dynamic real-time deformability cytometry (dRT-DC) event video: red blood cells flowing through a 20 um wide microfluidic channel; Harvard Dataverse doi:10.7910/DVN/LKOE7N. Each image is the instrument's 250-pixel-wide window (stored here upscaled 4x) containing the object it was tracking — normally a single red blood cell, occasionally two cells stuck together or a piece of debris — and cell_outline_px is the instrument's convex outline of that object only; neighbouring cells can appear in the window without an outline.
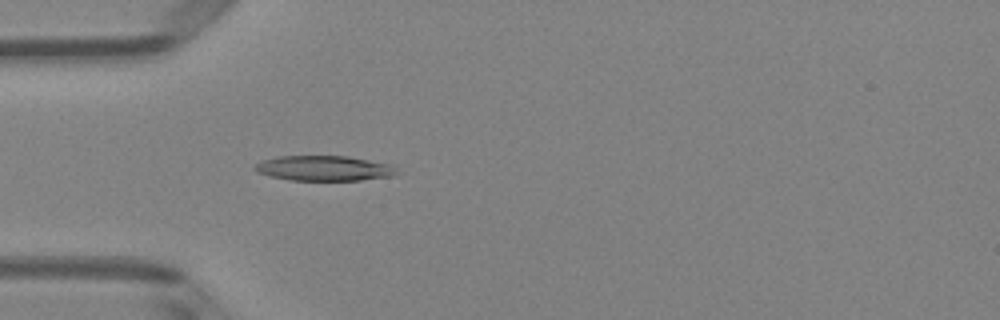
{"species": "Egyptian fruit bat (a non-hibernating species)", "species_latin": "Rousettus aegyptiacus", "temperature_condition": "room temperature", "stored_images_in_passage": 43, "camera_frame_rate_fps": 3000, "um_per_image_px": 0.085, "animal": {"sex": "female"}, "frame": {"image": 1, "passage_image": 8, "time_ms": 2.333, "image_size_px": [1000, 320], "cell_outline_px": [[396, 176], [360, 180], [292, 180], [272, 176], [256, 172], [252, 168], [256, 164], [264, 160], [276, 156], [348, 156], [388, 164], [396, 172]], "centroid_in_image_um": [27.5, 14.3], "position_along_channel_um": 57.5, "area_um2": 20.52}}
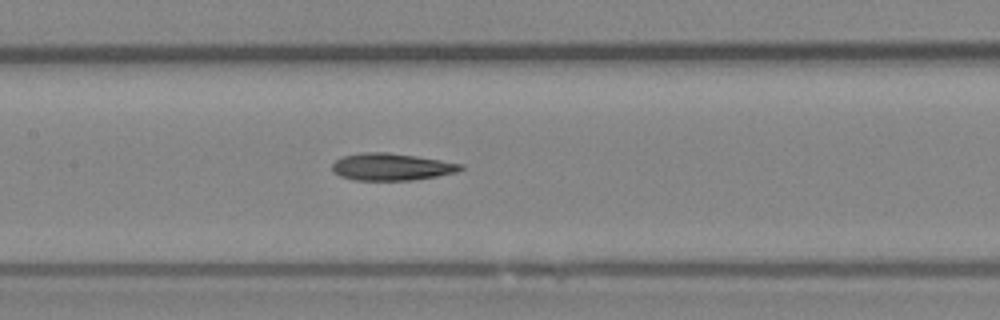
{"frame": {"image": 2, "passage_image": 17, "time_ms": 5.333, "image_size_px": [1000, 320], "cell_outline_px": [[464, 168], [456, 172], [436, 176], [412, 180], [356, 180], [340, 176], [332, 172], [332, 164], [336, 160], [344, 156], [364, 152], [388, 152], [416, 156], [464, 164]], "centroid_in_image_um": [33.27, 14.18], "position_along_channel_um": 174.1, "area_um2": 20.23}}
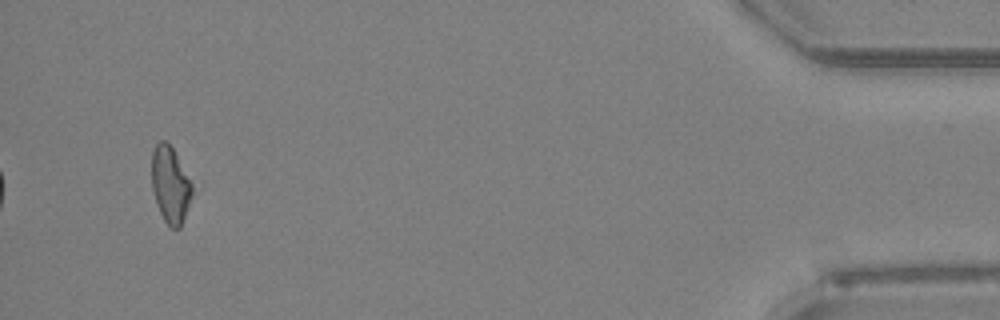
{"frame": {"image": 3, "passage_image": 41, "time_ms": 13.333, "image_size_px": [1000, 320], "cell_outline_px": [[192, 196], [180, 228], [172, 228], [164, 220], [156, 204], [152, 188], [152, 152], [156, 144], [160, 140], [164, 140], [172, 148], [192, 184]], "centroid_in_image_um": [14.46, 15.72], "position_along_channel_um": 420.7, "area_um2": 17.69}, "authors_computed_cell_mechanics": {"area_um2": 20.519, "velocity_mm_per_s": 4.0279, "shape_relaxation_time_tau1_ms": null, "shape_relaxation_time_tau2_ms": 8.2843, "deformation_change_tau1": null, "deformation_change_tau2": 0.2284}}